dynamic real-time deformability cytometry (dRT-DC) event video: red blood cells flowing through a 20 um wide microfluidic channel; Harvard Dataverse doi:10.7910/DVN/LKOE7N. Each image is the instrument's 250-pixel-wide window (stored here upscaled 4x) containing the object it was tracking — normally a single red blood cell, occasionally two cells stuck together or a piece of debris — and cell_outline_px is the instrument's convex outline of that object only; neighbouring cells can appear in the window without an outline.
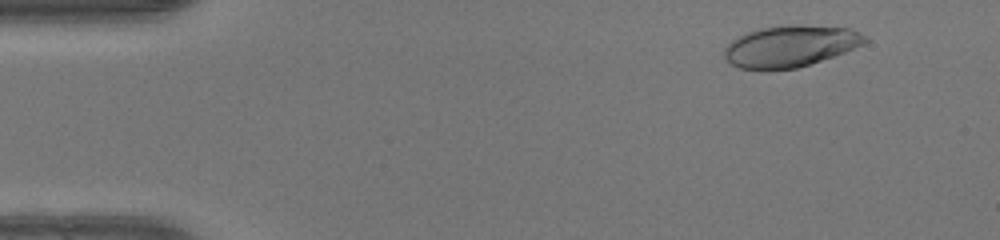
{"species": "human", "species_latin": "Homo sapiens", "temperature_condition": "warm", "stored_images_in_passage": 50, "camera_frame_rate_fps": 3000, "um_per_image_px": 0.085, "donor": {"sex": "female"}, "frame": {"image": 1, "passage_image": 5, "time_ms": 1.333, "image_size_px": [1000, 240], "cell_outline_px": [[868, 40], [864, 44], [844, 52], [796, 68], [740, 68], [732, 64], [724, 56], [724, 48], [732, 40], [748, 32], [764, 28], [784, 24], [796, 24], [848, 28], [864, 36]], "centroid_in_image_um": [67.17, 3.9], "position_along_channel_um": 17.8, "area_um2": 33.18}}
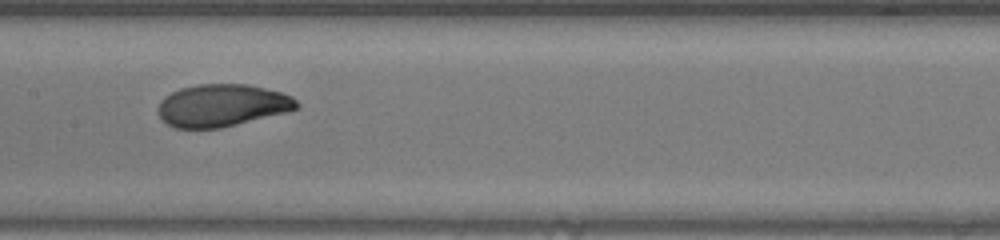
{"frame": {"image": 2, "passage_image": 25, "time_ms": 8.0, "image_size_px": [1000, 240], "cell_outline_px": [[300, 108], [288, 112], [220, 128], [176, 128], [168, 124], [160, 116], [160, 100], [164, 96], [180, 88], [196, 84], [248, 84], [280, 92], [292, 96], [300, 104]], "centroid_in_image_um": [18.91, 8.95], "position_along_channel_um": 188.5, "area_um2": 34.16}}
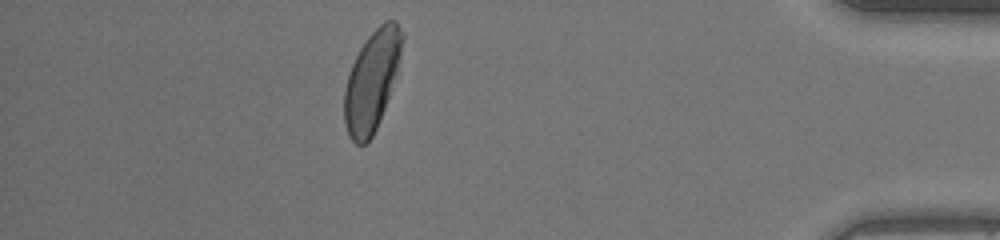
{"frame": {"image": 3, "passage_image": 44, "time_ms": 14.333, "image_size_px": [1000, 240], "cell_outline_px": [[404, 36], [400, 56], [396, 72], [384, 108], [376, 128], [372, 136], [364, 144], [356, 144], [348, 136], [344, 124], [344, 92], [348, 76], [352, 64], [360, 48], [368, 36], [384, 20], [396, 20], [404, 32]], "centroid_in_image_um": [31.6, 6.84], "position_along_channel_um": 403.6, "area_um2": 33.29}, "authors_computed_cell_mechanics": {"area_um2": 34.0731, "velocity_mm_per_s": 4.1591, "shape_relaxation_time_tau1_ms": 4.07, "shape_relaxation_time_tau2_ms": null, "deformation_change_tau1": 0.1867, "deformation_change_tau2": null}}